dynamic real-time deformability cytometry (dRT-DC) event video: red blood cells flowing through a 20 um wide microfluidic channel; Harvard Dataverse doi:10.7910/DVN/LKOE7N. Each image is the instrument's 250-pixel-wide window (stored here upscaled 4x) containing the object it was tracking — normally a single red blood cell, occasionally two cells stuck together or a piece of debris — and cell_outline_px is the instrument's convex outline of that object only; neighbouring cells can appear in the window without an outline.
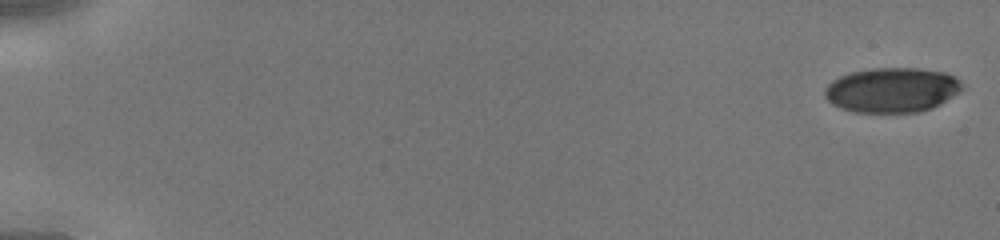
{"species": "human", "species_latin": "Homo sapiens", "temperature_condition": "cold", "stored_images_in_passage": 45, "camera_frame_rate_fps": 3000, "um_per_image_px": 0.085, "donor": {"sex": "male"}, "frame": {"image": 1, "passage_image": 1, "time_ms": 0.0, "image_size_px": [1000, 240], "cell_outline_px": [[960, 88], [952, 96], [940, 104], [932, 108], [920, 112], [856, 112], [840, 108], [832, 104], [824, 96], [824, 88], [832, 80], [840, 76], [852, 72], [872, 68], [920, 68], [944, 72], [956, 76], [960, 80]], "centroid_in_image_um": [75.78, 7.64], "position_along_channel_um": 9.2, "area_um2": 35.78}}
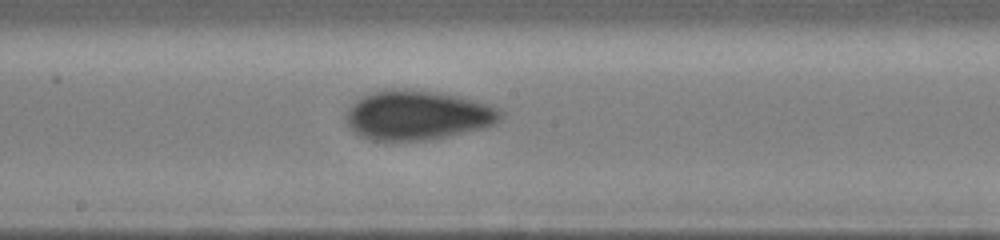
{"frame": {"image": 2, "passage_image": 26, "time_ms": 8.333, "image_size_px": [1000, 240], "cell_outline_px": [[504, 116], [496, 124], [448, 136], [424, 140], [372, 140], [360, 136], [348, 124], [344, 116], [348, 108], [360, 96], [384, 88], [404, 88], [436, 92], [456, 96], [488, 104], [500, 108], [504, 112]], "centroid_in_image_um": [35.47, 9.77], "position_along_channel_um": 212.7, "area_um2": 44.62}}
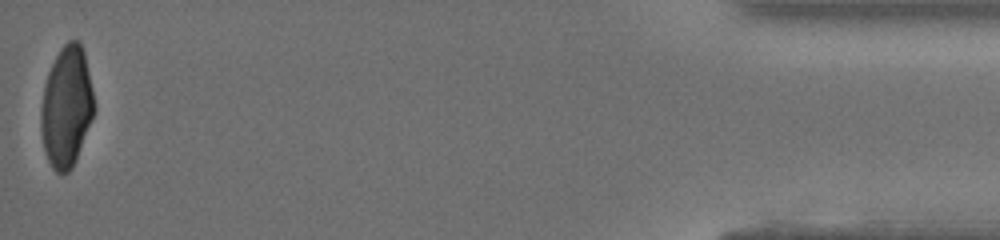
{"frame": {"image": 3, "passage_image": 45, "time_ms": 14.667, "image_size_px": [1000, 240], "cell_outline_px": [[96, 108], [76, 160], [72, 168], [68, 172], [56, 172], [52, 168], [48, 160], [44, 148], [40, 128], [40, 108], [44, 88], [48, 72], [60, 48], [68, 40], [80, 40], [84, 52], [92, 88]], "centroid_in_image_um": [5.65, 9.07], "position_along_channel_um": 429.5, "area_um2": 37.45}}